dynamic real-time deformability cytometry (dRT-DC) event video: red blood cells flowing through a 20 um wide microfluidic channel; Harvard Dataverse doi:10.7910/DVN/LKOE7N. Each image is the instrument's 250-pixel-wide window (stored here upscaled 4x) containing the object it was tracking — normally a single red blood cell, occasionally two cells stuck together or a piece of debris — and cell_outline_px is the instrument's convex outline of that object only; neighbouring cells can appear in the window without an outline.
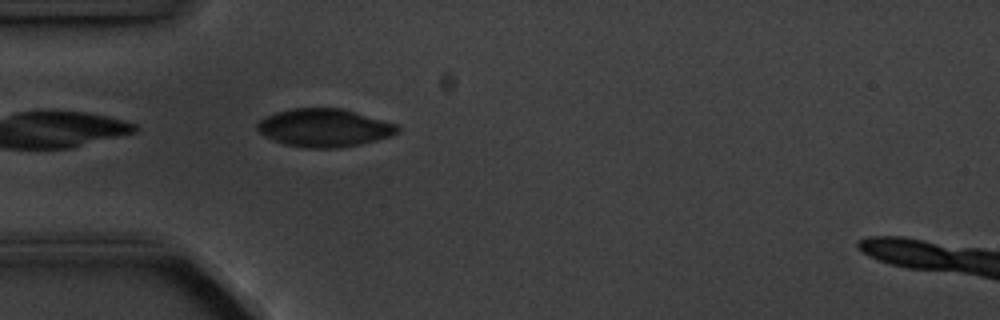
{"species": "common noctule bat (a hibernating species)", "species_latin": "Nyctalus noctula", "temperature_condition": "cold", "stored_images_in_passage": 3, "camera_frame_rate_fps": 3000, "um_per_image_px": 0.085, "animal": {"sex": "male", "body_mass_g": 20.1, "forearm_length_mm": 53.5}, "frame": {"image": 1, "passage_image": 3, "time_ms": 2.333, "image_size_px": [1000, 320], "cell_outline_px": [[400, 132], [392, 136], [360, 144], [336, 148], [308, 148], [284, 144], [264, 136], [256, 128], [256, 124], [260, 120], [276, 112], [292, 108], [340, 108], [396, 124], [400, 128]], "centroid_in_image_um": [27.56, 10.87], "position_along_channel_um": 57.4, "area_um2": 30.87}}